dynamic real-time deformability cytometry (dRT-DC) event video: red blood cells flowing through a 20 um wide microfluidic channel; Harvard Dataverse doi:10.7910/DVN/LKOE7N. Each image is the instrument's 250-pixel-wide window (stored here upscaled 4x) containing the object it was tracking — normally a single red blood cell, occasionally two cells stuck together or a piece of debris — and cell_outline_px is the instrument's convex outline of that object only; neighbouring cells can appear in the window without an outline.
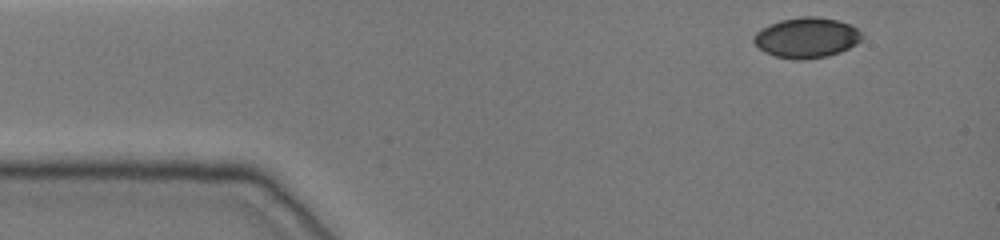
{"species": "common noctule bat (a hibernating species)", "species_latin": "Nyctalus noctula", "temperature_condition": "cold", "stored_images_in_passage": 3, "camera_frame_rate_fps": 3000, "um_per_image_px": 0.085, "animal": {"sex": "female", "body_mass_g": 19.0, "forearm_length_mm": 51.5}, "frame": {"image": 1, "passage_image": 1, "time_ms": 0.0, "image_size_px": [1000, 240], "cell_outline_px": [[864, 36], [856, 44], [840, 52], [828, 56], [804, 60], [792, 60], [776, 56], [764, 52], [752, 40], [752, 36], [760, 28], [768, 24], [780, 20], [800, 16], [816, 16], [836, 20], [848, 24], [856, 28]], "centroid_in_image_um": [68.52, 3.2], "position_along_channel_um": 16.5, "area_um2": 25.61}}